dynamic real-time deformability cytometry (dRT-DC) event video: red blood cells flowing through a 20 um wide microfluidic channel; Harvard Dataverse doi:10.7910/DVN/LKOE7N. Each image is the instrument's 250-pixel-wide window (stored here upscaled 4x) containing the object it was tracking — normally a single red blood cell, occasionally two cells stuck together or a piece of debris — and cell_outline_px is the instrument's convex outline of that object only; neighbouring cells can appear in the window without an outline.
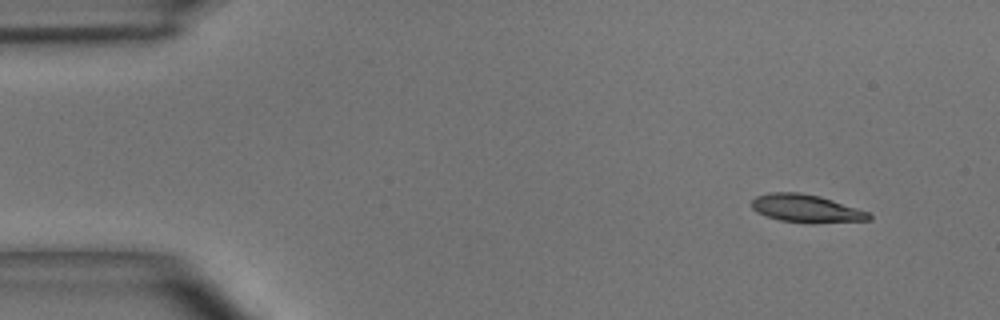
{"species": "common noctule bat (a hibernating species)", "species_latin": "Nyctalus noctula", "temperature_condition": "room temperature", "stored_images_in_passage": 46, "camera_frame_rate_fps": 3000, "um_per_image_px": 0.085, "animal": {"sex": "male", "body_mass_g": 15.6}, "frame": {"image": 1, "passage_image": 1, "time_ms": 0.0, "image_size_px": [1000, 320], "cell_outline_px": [[872, 220], [812, 224], [808, 224], [780, 220], [756, 212], [752, 208], [752, 200], [756, 196], [768, 192], [800, 192], [820, 196], [868, 212], [872, 216]], "centroid_in_image_um": [68.53, 17.73], "position_along_channel_um": 16.5, "area_um2": 19.25}}
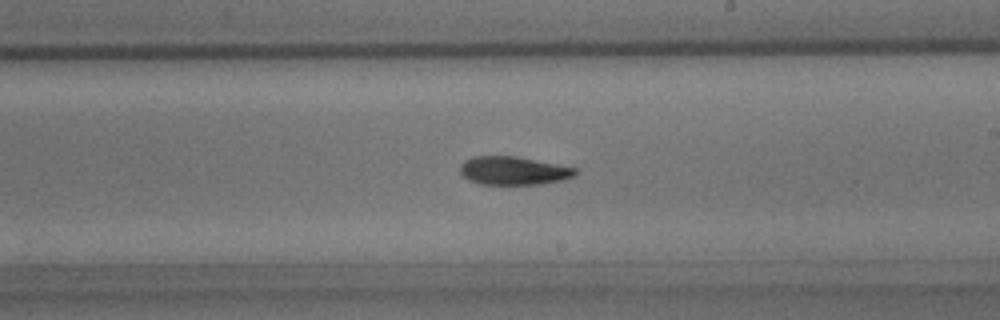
{"frame": {"image": 2, "passage_image": 25, "time_ms": 8.0, "image_size_px": [1000, 320], "cell_outline_px": [[576, 172], [572, 176], [564, 180], [540, 184], [480, 184], [468, 180], [460, 172], [460, 164], [464, 160], [472, 156], [516, 156], [576, 168]], "centroid_in_image_um": [43.6, 14.5], "position_along_channel_um": 245.4, "area_um2": 18.96}}
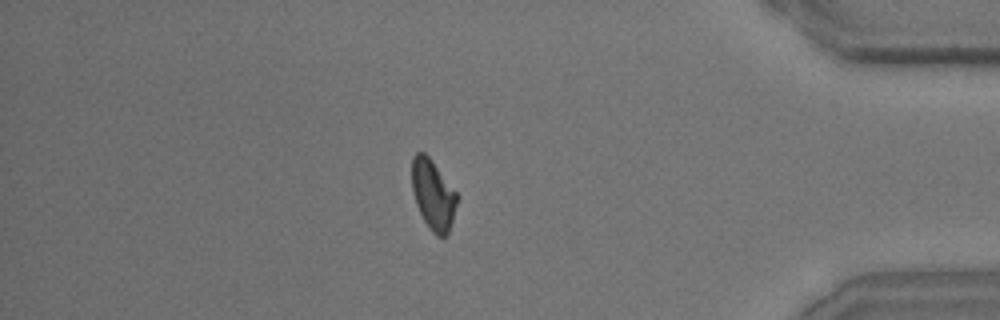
{"frame": {"image": 3, "passage_image": 39, "time_ms": 12.667, "image_size_px": [1000, 320], "cell_outline_px": [[456, 204], [448, 236], [436, 236], [428, 228], [416, 204], [412, 192], [412, 156], [416, 152], [424, 152], [428, 156], [456, 192]], "centroid_in_image_um": [36.78, 16.56], "position_along_channel_um": 398.4, "area_um2": 18.15}, "authors_computed_cell_mechanics": {"area_um2": 19.2763, "velocity_mm_per_s": 4.0423, "shape_relaxation_time_tau1_ms": 3.4813, "shape_relaxation_time_tau2_ms": 4.6634, "deformation_change_tau1": 0.1266, "deformation_change_tau2": 0.1058}}